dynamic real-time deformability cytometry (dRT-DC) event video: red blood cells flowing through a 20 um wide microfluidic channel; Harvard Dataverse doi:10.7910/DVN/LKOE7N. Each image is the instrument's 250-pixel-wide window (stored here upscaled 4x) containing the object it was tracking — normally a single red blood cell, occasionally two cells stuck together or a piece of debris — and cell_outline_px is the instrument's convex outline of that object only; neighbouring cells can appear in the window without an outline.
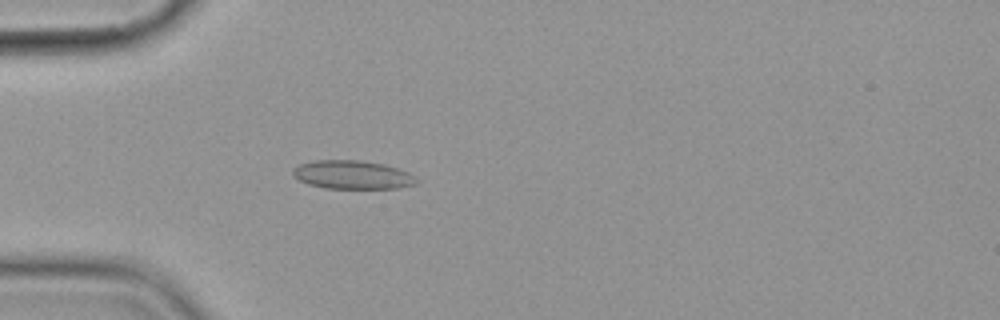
{"species": "common noctule bat (a hibernating species)", "species_latin": "Nyctalus noctula", "temperature_condition": "cold", "stored_images_in_passage": 4, "camera_frame_rate_fps": 3000, "um_per_image_px": 0.085, "animal": {"sex": "female", "body_mass_g": 19.9}, "frame": {"image": 1, "passage_image": 4, "time_ms": 4.333, "image_size_px": [1000, 320], "cell_outline_px": [[420, 180], [416, 184], [396, 188], [324, 188], [308, 184], [292, 176], [292, 168], [300, 164], [312, 160], [360, 160], [384, 164], [408, 172], [416, 176]], "centroid_in_image_um": [29.95, 14.85], "position_along_channel_um": 55.1, "area_um2": 20.69}}